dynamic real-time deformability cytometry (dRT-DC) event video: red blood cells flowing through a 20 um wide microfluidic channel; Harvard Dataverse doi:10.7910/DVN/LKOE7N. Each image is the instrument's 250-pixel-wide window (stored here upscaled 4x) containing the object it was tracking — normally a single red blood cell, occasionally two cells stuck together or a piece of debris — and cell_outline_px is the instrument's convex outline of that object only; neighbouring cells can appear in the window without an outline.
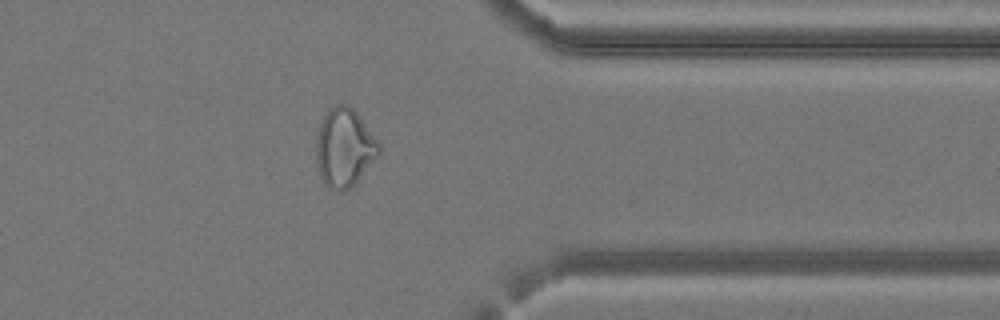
{"species": "common noctule bat (a hibernating species)", "species_latin": "Nyctalus noctula", "temperature_condition": "cold", "stored_images_in_passage": 30, "camera_frame_rate_fps": 3000, "um_per_image_px": 0.085, "animal": {"sex": "female", "body_mass_g": 24.6, "forearm_length_mm": 56.2}, "frame": {"image": 1, "passage_image": 22, "time_ms": 7.0, "image_size_px": [1000, 320], "cell_outline_px": [[380, 156], [348, 188], [340, 192], [336, 192], [328, 188], [324, 184], [320, 176], [316, 160], [316, 140], [320, 124], [328, 108], [336, 104], [348, 104], [360, 116], [380, 144]], "centroid_in_image_um": [29.26, 12.54], "position_along_channel_um": 382.1, "area_um2": 28.73}}